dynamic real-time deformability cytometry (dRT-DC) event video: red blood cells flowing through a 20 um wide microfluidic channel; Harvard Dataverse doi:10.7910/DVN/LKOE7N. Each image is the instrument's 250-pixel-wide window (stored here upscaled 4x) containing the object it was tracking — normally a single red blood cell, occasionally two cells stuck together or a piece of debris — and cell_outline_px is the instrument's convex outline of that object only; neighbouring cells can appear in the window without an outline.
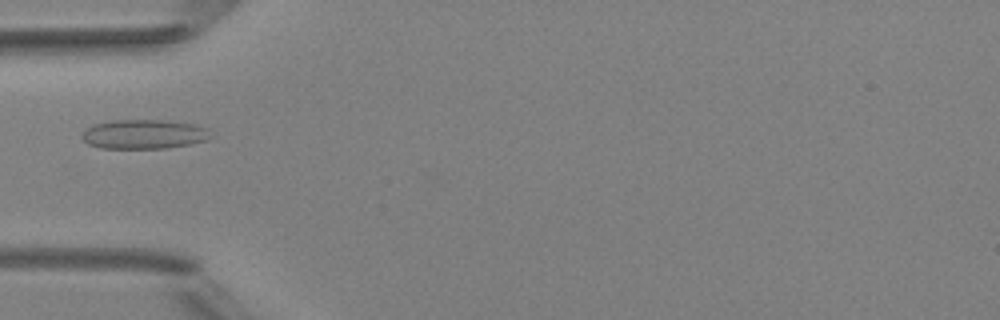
{"species": "Egyptian fruit bat (a non-hibernating species)", "species_latin": "Rousettus aegyptiacus", "temperature_condition": "room temperature", "stored_images_in_passage": 5, "camera_frame_rate_fps": 3000, "um_per_image_px": 0.085, "animal": {"sex": "female"}, "frame": {"image": 1, "passage_image": 5, "time_ms": 4.667, "image_size_px": [1000, 320], "cell_outline_px": [[212, 136], [208, 140], [192, 144], [168, 148], [100, 148], [88, 144], [80, 136], [92, 124], [112, 120], [160, 120], [196, 124], [208, 128]], "centroid_in_image_um": [12.27, 11.41], "position_along_channel_um": 72.7, "area_um2": 22.2}}